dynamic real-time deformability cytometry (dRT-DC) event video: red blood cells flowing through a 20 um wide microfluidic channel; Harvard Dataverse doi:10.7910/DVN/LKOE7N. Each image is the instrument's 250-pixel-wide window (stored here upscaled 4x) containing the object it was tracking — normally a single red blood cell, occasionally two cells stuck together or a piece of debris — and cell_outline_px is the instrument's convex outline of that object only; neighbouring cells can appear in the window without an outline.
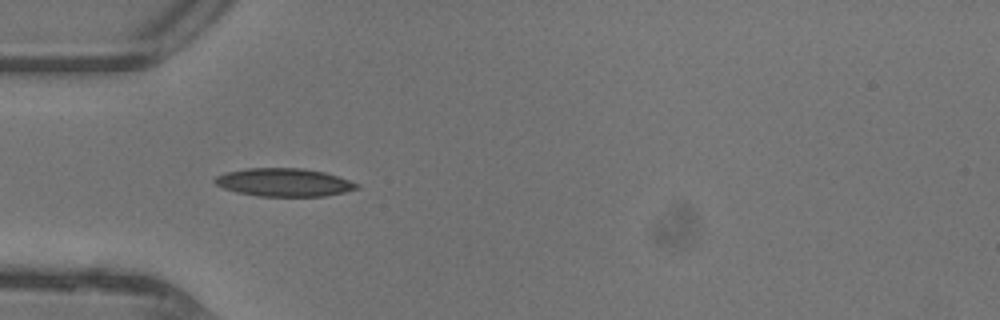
{"species": "common noctule bat (a hibernating species)", "species_latin": "Nyctalus noctula", "temperature_condition": "warm", "stored_images_in_passage": 33, "camera_frame_rate_fps": 3000, "um_per_image_px": 0.085, "animal": {"sex": "female"}, "frame": {"image": 1, "passage_image": 1, "time_ms": 0.0, "image_size_px": [1000, 320], "cell_outline_px": [[360, 188], [344, 192], [324, 196], [260, 196], [236, 192], [224, 188], [216, 184], [212, 180], [216, 176], [224, 172], [248, 168], [304, 168], [324, 172], [360, 184]], "centroid_in_image_um": [24.12, 15.5], "position_along_channel_um": 60.9, "area_um2": 23.24}}
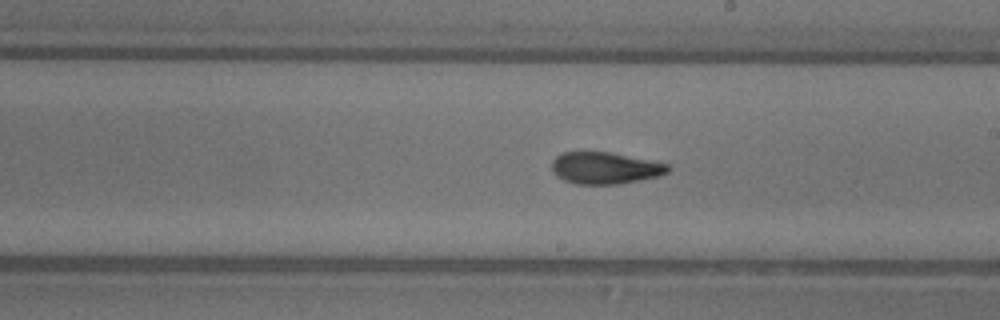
{"frame": {"image": 2, "passage_image": 13, "time_ms": 4.0, "image_size_px": [1000, 320], "cell_outline_px": [[672, 168], [668, 172], [660, 176], [640, 180], [616, 184], [576, 184], [564, 180], [556, 176], [552, 172], [552, 160], [560, 152], [608, 152], [672, 164]], "centroid_in_image_um": [51.45, 14.28], "position_along_channel_um": 237.6, "area_um2": 21.73}}
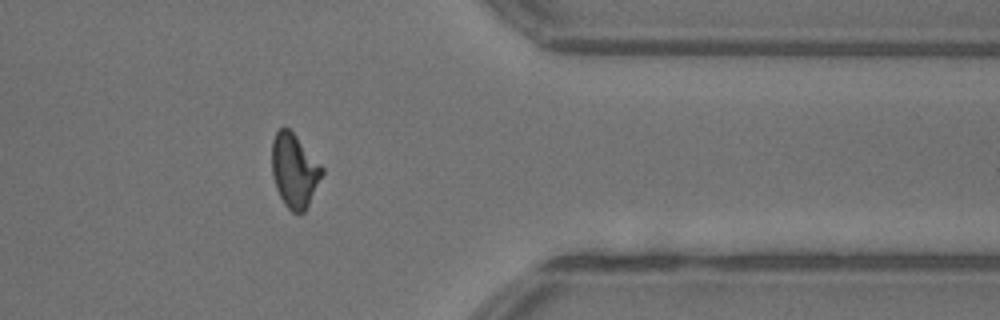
{"frame": {"image": 3, "passage_image": 24, "time_ms": 7.667, "image_size_px": [1000, 320], "cell_outline_px": [[324, 172], [304, 212], [300, 216], [292, 212], [284, 204], [276, 188], [272, 176], [272, 140], [276, 132], [280, 128], [288, 128], [296, 136], [324, 168]], "centroid_in_image_um": [25.01, 14.52], "position_along_channel_um": 386.4, "area_um2": 21.44}, "authors_computed_cell_mechanics": {"area_um2": 21.6172, "velocity_mm_per_s": 4.4684, "shape_relaxation_time_tau1_ms": 7.4896, "shape_relaxation_time_tau2_ms": 1.8592, "deformation_change_tau1": 0.2185, "deformation_change_tau2": 0.0844}}